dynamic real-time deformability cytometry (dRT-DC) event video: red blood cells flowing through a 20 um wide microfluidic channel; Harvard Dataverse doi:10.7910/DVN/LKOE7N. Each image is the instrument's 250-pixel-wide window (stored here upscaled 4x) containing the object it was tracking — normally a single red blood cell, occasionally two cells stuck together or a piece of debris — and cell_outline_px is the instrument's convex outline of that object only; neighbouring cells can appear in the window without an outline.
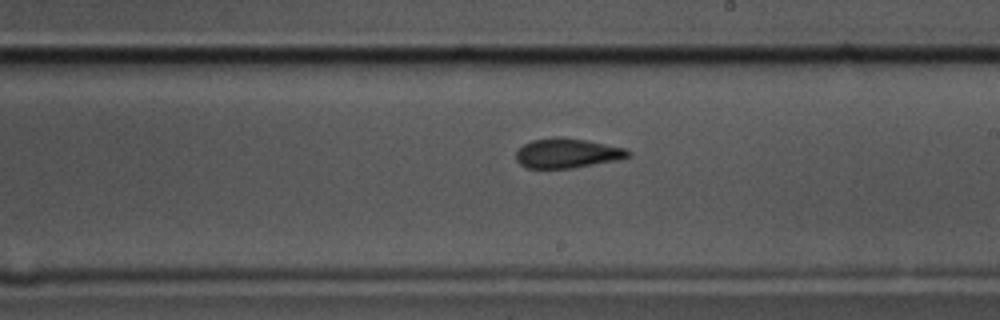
{"species": "common noctule bat (a hibernating species)", "species_latin": "Nyctalus noctula", "temperature_condition": "cold", "stored_images_in_passage": 53, "camera_frame_rate_fps": 3000, "um_per_image_px": 0.085, "animal": {"sex": "male", "body_mass_g": 17.5, "forearm_length_mm": 52.3}, "frame": {"image": 1, "passage_image": 29, "time_ms": 9.333, "image_size_px": [1000, 320], "cell_outline_px": [[632, 156], [616, 160], [572, 168], [528, 168], [520, 164], [516, 160], [516, 152], [524, 144], [532, 140], [552, 136], [564, 136], [588, 140], [628, 148], [632, 152]], "centroid_in_image_um": [48.25, 13.0], "position_along_channel_um": 240.7, "area_um2": 19.71}}
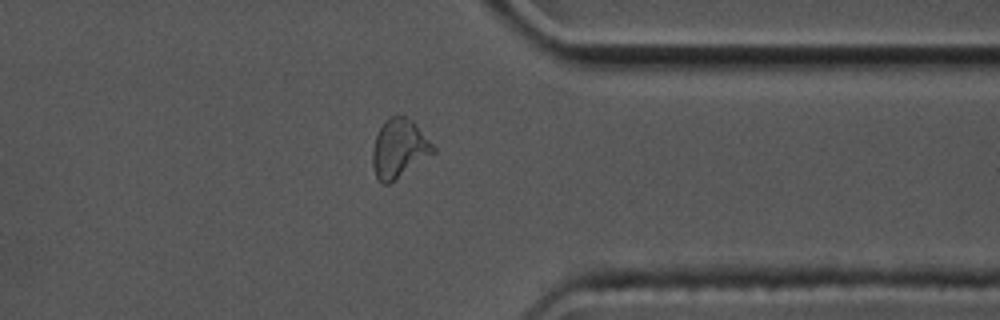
{"frame": {"image": 2, "passage_image": 41, "time_ms": 13.333, "image_size_px": [1000, 320], "cell_outline_px": [[436, 152], [388, 184], [380, 184], [376, 176], [372, 164], [372, 148], [376, 136], [384, 120], [392, 116], [404, 116], [412, 120], [436, 148]], "centroid_in_image_um": [33.91, 12.63], "position_along_channel_um": 377.5, "area_um2": 20.58}}
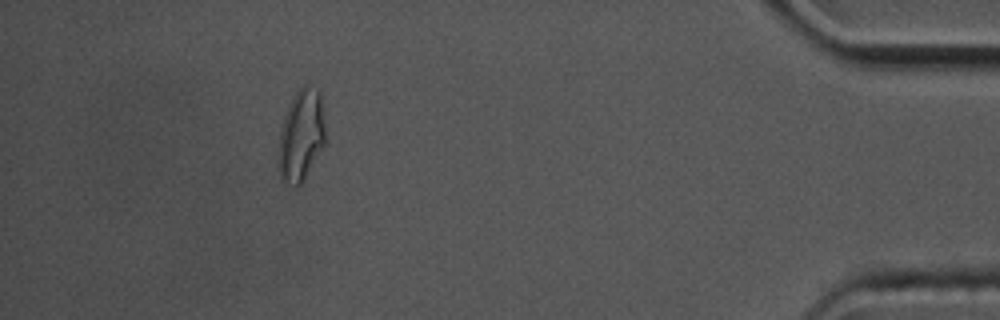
{"frame": {"image": 3, "passage_image": 48, "time_ms": 15.667, "image_size_px": [1000, 320], "cell_outline_px": [[324, 144], [300, 184], [296, 188], [280, 180], [280, 128], [284, 116], [292, 96], [304, 84], [308, 84], [316, 88], [320, 92], [324, 124]], "centroid_in_image_um": [25.59, 11.46], "position_along_channel_um": 409.6, "area_um2": 24.51}, "authors_computed_cell_mechanics": {"area_um2": 19.8254, "velocity_mm_per_s": 3.5747, "shape_relaxation_time_tau1_ms": 10.5456, "shape_relaxation_time_tau2_ms": 2.3582, "deformation_change_tau1": 0.2063, "deformation_change_tau2": 0.0993}}